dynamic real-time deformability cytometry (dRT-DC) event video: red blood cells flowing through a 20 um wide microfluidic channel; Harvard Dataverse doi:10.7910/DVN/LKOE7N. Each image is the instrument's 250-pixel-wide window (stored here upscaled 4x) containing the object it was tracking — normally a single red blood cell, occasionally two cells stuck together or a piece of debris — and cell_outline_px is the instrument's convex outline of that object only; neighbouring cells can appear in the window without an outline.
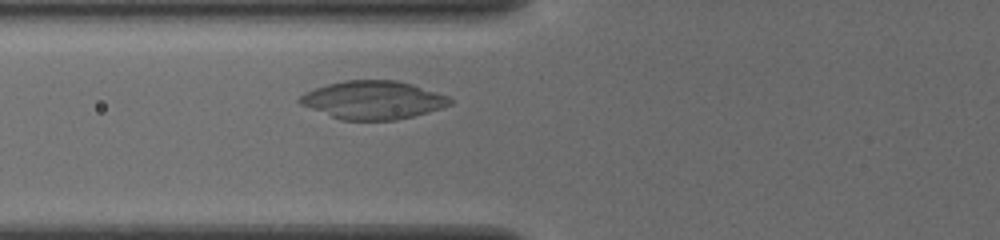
{"species": "common noctule bat (a hibernating species)", "species_latin": "Nyctalus noctula", "temperature_condition": "cold", "stored_images_in_passage": 37, "camera_frame_rate_fps": 3000, "um_per_image_px": 0.085, "animal": {"sex": "female", "body_mass_g": 19.5, "forearm_length_mm": 54.1}, "frame": {"image": 1, "passage_image": 9, "time_ms": 2.667, "image_size_px": [1000, 240], "cell_outline_px": [[452, 104], [428, 112], [396, 120], [340, 120], [300, 104], [296, 100], [304, 92], [328, 84], [344, 80], [396, 80], [412, 84], [448, 96], [452, 100]], "centroid_in_image_um": [31.69, 8.5], "position_along_channel_um": 94.1, "area_um2": 33.35}}
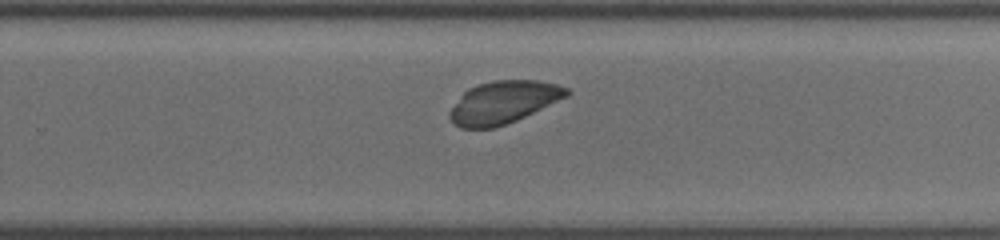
{"frame": {"image": 2, "passage_image": 24, "time_ms": 7.667, "image_size_px": [1000, 240], "cell_outline_px": [[572, 92], [568, 96], [516, 120], [492, 128], [460, 128], [448, 116], [448, 112], [460, 96], [468, 88], [476, 84], [496, 80], [540, 80], [556, 84], [568, 88]], "centroid_in_image_um": [42.79, 8.67], "position_along_channel_um": 287.0, "area_um2": 28.84}}
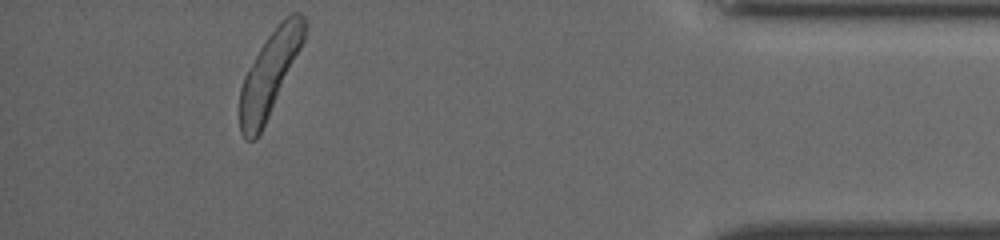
{"frame": {"image": 3, "passage_image": 37, "time_ms": 12.0, "image_size_px": [1000, 240], "cell_outline_px": [[308, 24], [304, 40], [268, 116], [260, 132], [252, 140], [248, 140], [240, 132], [240, 88], [244, 76], [260, 48], [268, 36], [292, 12], [300, 12], [304, 16]], "centroid_in_image_um": [22.92, 6.23], "position_along_channel_um": 412.3, "area_um2": 30.35}}